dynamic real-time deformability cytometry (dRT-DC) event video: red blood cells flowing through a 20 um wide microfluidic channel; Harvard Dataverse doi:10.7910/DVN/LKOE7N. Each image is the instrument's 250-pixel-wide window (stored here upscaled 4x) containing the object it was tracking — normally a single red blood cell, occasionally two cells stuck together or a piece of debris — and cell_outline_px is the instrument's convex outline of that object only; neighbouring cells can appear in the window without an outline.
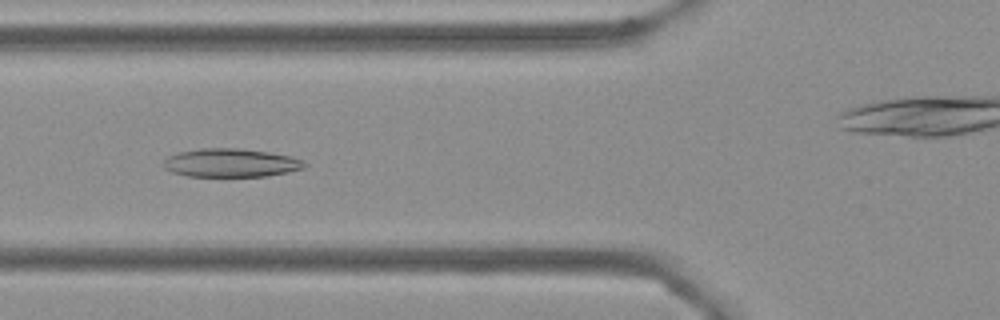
{"species": "Egyptian fruit bat (a non-hibernating species)", "species_latin": "Rousettus aegyptiacus", "temperature_condition": "cold", "stored_images_in_passage": 56, "camera_frame_rate_fps": 3000, "um_per_image_px": 0.085, "frame": {"image": 1, "passage_image": 20, "time_ms": 6.333, "image_size_px": [1000, 320], "cell_outline_px": [[308, 164], [304, 168], [288, 172], [268, 176], [188, 176], [172, 172], [164, 168], [164, 160], [168, 156], [180, 152], [200, 148], [240, 148], [268, 152], [288, 156], [304, 160]], "centroid_in_image_um": [19.64, 13.84], "position_along_channel_um": 106.2, "area_um2": 23.35}}
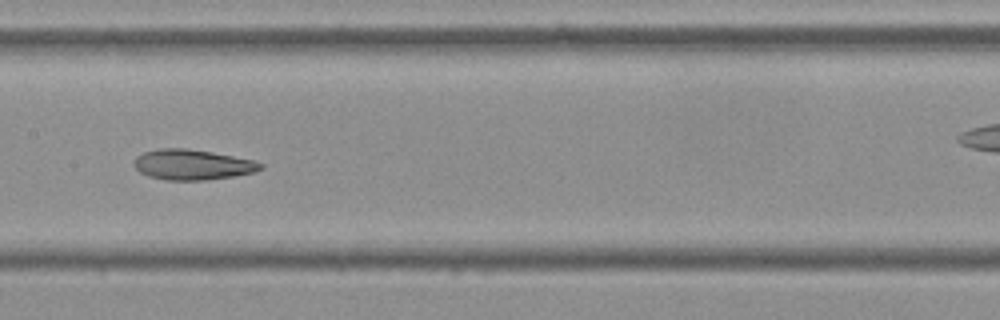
{"frame": {"image": 2, "passage_image": 27, "time_ms": 8.667, "image_size_px": [1000, 320], "cell_outline_px": [[264, 168], [256, 172], [236, 176], [204, 180], [164, 180], [148, 176], [140, 172], [132, 164], [136, 156], [144, 152], [160, 148], [188, 148], [212, 152], [252, 160], [264, 164]], "centroid_in_image_um": [16.35, 14.0], "position_along_channel_um": 191.0, "area_um2": 22.54}}
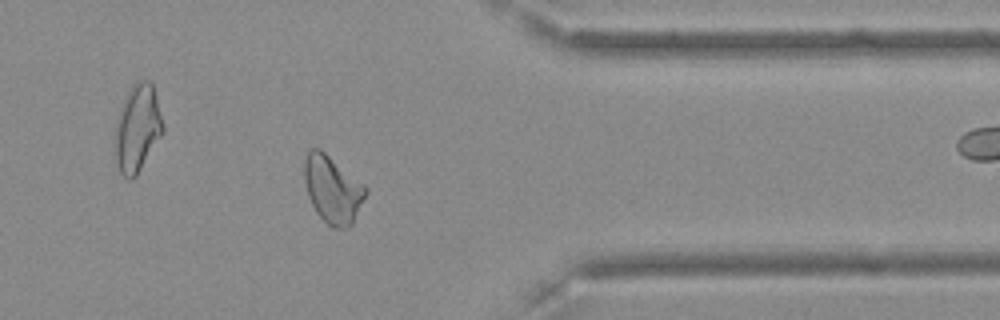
{"frame": {"image": 3, "passage_image": 44, "time_ms": 14.333, "image_size_px": [1000, 320], "cell_outline_px": [[368, 192], [352, 224], [344, 228], [332, 228], [316, 212], [308, 196], [304, 180], [304, 160], [308, 152], [312, 148], [320, 148], [364, 184], [368, 188]], "centroid_in_image_um": [28.28, 16.09], "position_along_channel_um": 383.1, "area_um2": 23.99}, "authors_computed_cell_mechanics": {"area_um2": 24.0737, "velocity_mm_per_s": 3.6211, "shape_relaxation_time_tau1_ms": 11.0694, "shape_relaxation_time_tau2_ms": 3.4322, "deformation_change_tau1": 0.2206, "deformation_change_tau2": 0.0995}}